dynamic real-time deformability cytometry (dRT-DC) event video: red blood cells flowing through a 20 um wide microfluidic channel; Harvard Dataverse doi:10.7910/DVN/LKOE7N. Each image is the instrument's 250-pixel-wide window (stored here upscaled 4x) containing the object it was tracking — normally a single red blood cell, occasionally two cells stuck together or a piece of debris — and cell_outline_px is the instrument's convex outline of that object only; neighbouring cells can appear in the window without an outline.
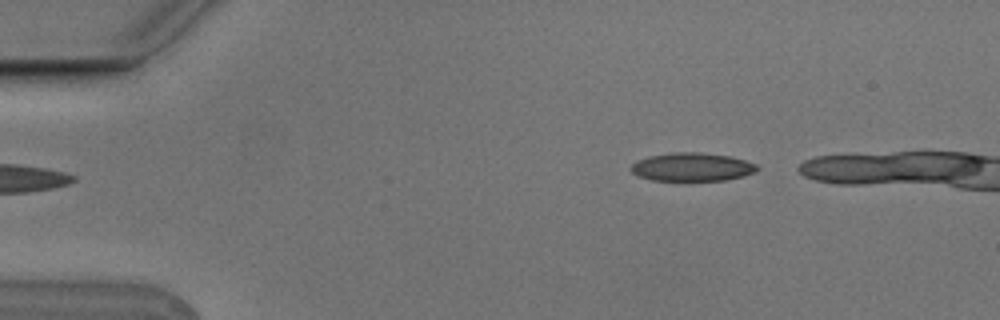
{"species": "Egyptian fruit bat (a non-hibernating species)", "species_latin": "Rousettus aegyptiacus", "temperature_condition": "cold", "stored_images_in_passage": 5, "camera_frame_rate_fps": 3000, "um_per_image_px": 0.085, "animal": {"sex": "male"}, "frame": {"image": 1, "passage_image": 5, "time_ms": 1.333, "image_size_px": [1000, 320], "cell_outline_px": [[760, 168], [756, 172], [744, 176], [724, 180], [652, 180], [640, 176], [632, 172], [628, 168], [636, 160], [648, 156], [672, 152], [700, 152], [732, 156], [756, 164]], "centroid_in_image_um": [58.83, 14.18], "position_along_channel_um": 26.2, "area_um2": 20.98}}